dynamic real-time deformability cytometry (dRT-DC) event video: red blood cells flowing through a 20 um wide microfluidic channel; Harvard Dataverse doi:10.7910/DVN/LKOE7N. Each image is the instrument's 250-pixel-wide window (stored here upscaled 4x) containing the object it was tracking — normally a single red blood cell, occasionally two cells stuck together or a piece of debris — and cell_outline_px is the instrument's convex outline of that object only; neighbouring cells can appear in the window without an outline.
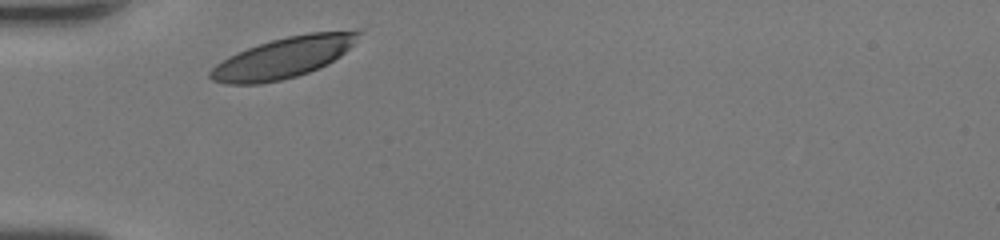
{"species": "human", "species_latin": "Homo sapiens", "temperature_condition": "room temperature", "stored_images_in_passage": 26, "camera_frame_rate_fps": 3000, "um_per_image_px": 0.085, "donor": {"sex": "female"}, "frame": {"image": 1, "passage_image": 1, "time_ms": 0.0, "image_size_px": [1000, 240], "cell_outline_px": [[364, 28], [352, 44], [340, 56], [328, 64], [320, 68], [296, 76], [280, 80], [260, 84], [224, 84], [212, 80], [208, 76], [208, 72], [216, 64], [248, 48], [272, 40], [288, 36], [308, 32]], "centroid_in_image_um": [24.14, 4.88], "position_along_channel_um": 60.9, "area_um2": 35.08}}
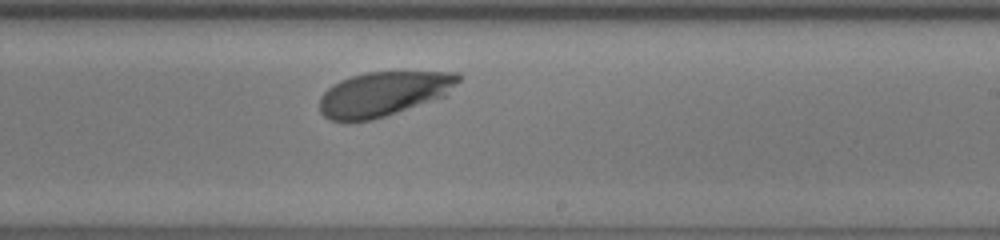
{"frame": {"image": 2, "passage_image": 16, "time_ms": 5.0, "image_size_px": [1000, 240], "cell_outline_px": [[464, 76], [448, 96], [372, 120], [328, 120], [320, 112], [320, 96], [332, 84], [340, 80], [364, 72], [460, 72]], "centroid_in_image_um": [32.67, 7.96], "position_along_channel_um": 256.3, "area_um2": 36.3}}
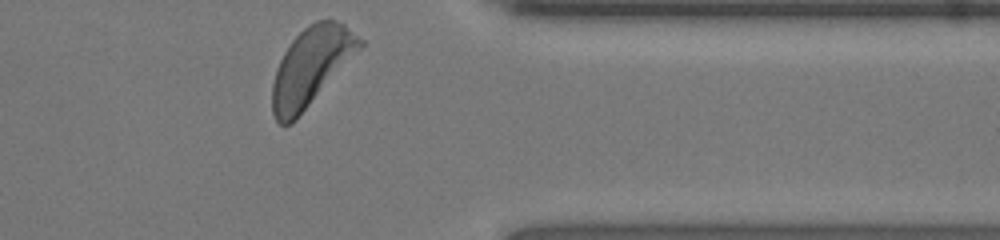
{"frame": {"image": 3, "passage_image": 26, "time_ms": 8.333, "image_size_px": [1000, 240], "cell_outline_px": [[364, 44], [296, 120], [292, 124], [280, 124], [276, 120], [272, 112], [272, 84], [276, 68], [284, 52], [292, 40], [308, 24], [316, 20], [332, 20], [344, 24], [364, 40]], "centroid_in_image_um": [26.42, 5.66], "position_along_channel_um": 385.0, "area_um2": 39.3}, "authors_computed_cell_mechanics": {"area_um2": 36.3273, "velocity_mm_per_s": 4.0909, "shape_relaxation_time_tau1_ms": 1.4636, "shape_relaxation_time_tau2_ms": null, "deformation_change_tau1": 0.1173, "deformation_change_tau2": null}}